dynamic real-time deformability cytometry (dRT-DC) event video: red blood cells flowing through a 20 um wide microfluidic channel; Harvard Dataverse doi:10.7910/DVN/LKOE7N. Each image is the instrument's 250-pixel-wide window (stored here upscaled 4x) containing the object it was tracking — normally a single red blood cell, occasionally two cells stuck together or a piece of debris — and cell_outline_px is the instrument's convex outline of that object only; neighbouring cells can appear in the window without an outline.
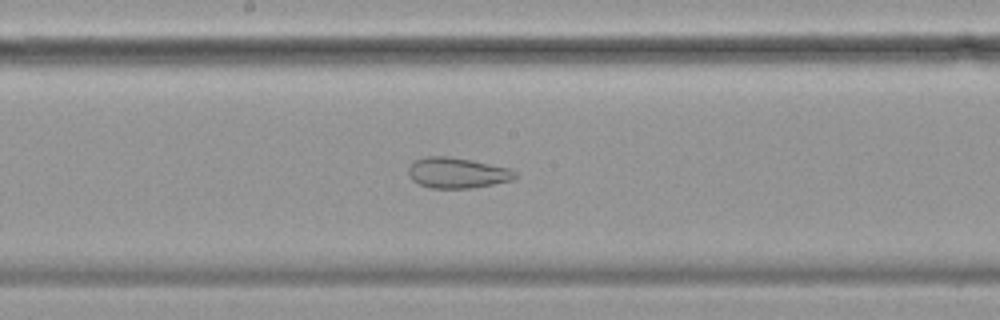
{"species": "common noctule bat (a hibernating species)", "species_latin": "Nyctalus noctula", "temperature_condition": "cold", "stored_images_in_passage": 56, "camera_frame_rate_fps": 3000, "um_per_image_px": 0.085, "animal": {"sex": "female", "body_mass_g": 19.9}, "frame": {"image": 1, "passage_image": 29, "time_ms": 9.333, "image_size_px": [1000, 320], "cell_outline_px": [[516, 180], [472, 188], [432, 188], [420, 184], [412, 180], [408, 176], [408, 168], [416, 160], [428, 156], [448, 156], [472, 160], [508, 168], [516, 172]], "centroid_in_image_um": [38.88, 14.7], "position_along_channel_um": 209.3, "area_um2": 19.02}}
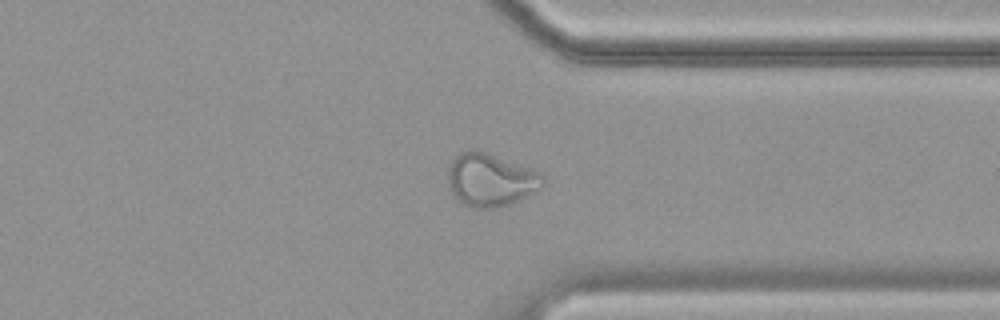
{"frame": {"image": 2, "passage_image": 43, "time_ms": 14.0, "image_size_px": [1000, 320], "cell_outline_px": [[544, 184], [540, 188], [512, 204], [496, 208], [472, 208], [460, 204], [452, 196], [448, 188], [448, 168], [452, 160], [460, 152], [468, 148], [472, 148], [484, 152], [536, 172], [544, 176]], "centroid_in_image_um": [41.6, 15.33], "position_along_channel_um": 369.8, "area_um2": 29.25}}
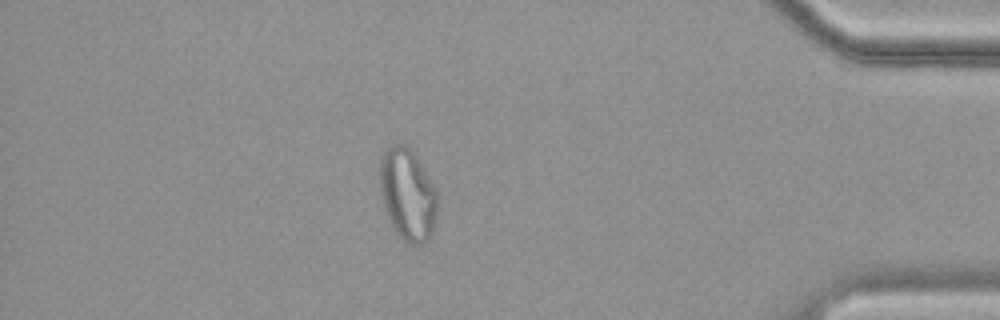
{"frame": {"image": 3, "passage_image": 49, "time_ms": 16.0, "image_size_px": [1000, 320], "cell_outline_px": [[440, 196], [436, 216], [432, 232], [428, 240], [424, 244], [408, 244], [392, 228], [384, 208], [380, 192], [380, 160], [384, 148], [392, 144], [404, 144], [416, 152], [436, 184]], "centroid_in_image_um": [34.69, 16.48], "position_along_channel_um": 400.5, "area_um2": 32.14}, "authors_computed_cell_mechanics": {"area_um2": 29.2468, "velocity_mm_per_s": 3.4617, "shape_relaxation_time_tau1_ms": null, "shape_relaxation_time_tau2_ms": 0.9195, "deformation_change_tau1": null, "deformation_change_tau2": 0.0693}}